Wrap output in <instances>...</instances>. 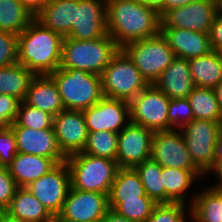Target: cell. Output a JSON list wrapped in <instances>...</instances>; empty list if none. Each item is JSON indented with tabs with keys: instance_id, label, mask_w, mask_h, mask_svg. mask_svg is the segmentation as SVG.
<instances>
[{
	"instance_id": "15",
	"label": "cell",
	"mask_w": 222,
	"mask_h": 222,
	"mask_svg": "<svg viewBox=\"0 0 222 222\" xmlns=\"http://www.w3.org/2000/svg\"><path fill=\"white\" fill-rule=\"evenodd\" d=\"M82 112L88 132L119 133L130 122L129 102L124 100L103 97Z\"/></svg>"
},
{
	"instance_id": "54",
	"label": "cell",
	"mask_w": 222,
	"mask_h": 222,
	"mask_svg": "<svg viewBox=\"0 0 222 222\" xmlns=\"http://www.w3.org/2000/svg\"><path fill=\"white\" fill-rule=\"evenodd\" d=\"M101 1H102V3H103L105 6H107V5H109L110 3L115 2V1H119V0H101Z\"/></svg>"
},
{
	"instance_id": "8",
	"label": "cell",
	"mask_w": 222,
	"mask_h": 222,
	"mask_svg": "<svg viewBox=\"0 0 222 222\" xmlns=\"http://www.w3.org/2000/svg\"><path fill=\"white\" fill-rule=\"evenodd\" d=\"M180 131L194 164L206 174L215 163V144L222 134V121L193 119Z\"/></svg>"
},
{
	"instance_id": "28",
	"label": "cell",
	"mask_w": 222,
	"mask_h": 222,
	"mask_svg": "<svg viewBox=\"0 0 222 222\" xmlns=\"http://www.w3.org/2000/svg\"><path fill=\"white\" fill-rule=\"evenodd\" d=\"M140 197L148 196L138 173L134 168H119L108 195L109 203L140 200Z\"/></svg>"
},
{
	"instance_id": "13",
	"label": "cell",
	"mask_w": 222,
	"mask_h": 222,
	"mask_svg": "<svg viewBox=\"0 0 222 222\" xmlns=\"http://www.w3.org/2000/svg\"><path fill=\"white\" fill-rule=\"evenodd\" d=\"M216 16L215 0H197L167 11L161 17V28H180L209 34Z\"/></svg>"
},
{
	"instance_id": "49",
	"label": "cell",
	"mask_w": 222,
	"mask_h": 222,
	"mask_svg": "<svg viewBox=\"0 0 222 222\" xmlns=\"http://www.w3.org/2000/svg\"><path fill=\"white\" fill-rule=\"evenodd\" d=\"M213 89L219 103L220 111L222 113V81L219 82Z\"/></svg>"
},
{
	"instance_id": "37",
	"label": "cell",
	"mask_w": 222,
	"mask_h": 222,
	"mask_svg": "<svg viewBox=\"0 0 222 222\" xmlns=\"http://www.w3.org/2000/svg\"><path fill=\"white\" fill-rule=\"evenodd\" d=\"M194 119L188 98L170 99L168 106V130L181 129Z\"/></svg>"
},
{
	"instance_id": "43",
	"label": "cell",
	"mask_w": 222,
	"mask_h": 222,
	"mask_svg": "<svg viewBox=\"0 0 222 222\" xmlns=\"http://www.w3.org/2000/svg\"><path fill=\"white\" fill-rule=\"evenodd\" d=\"M204 179V183L209 180V183H205L209 188L222 190V162H215L214 165L206 172ZM211 180L214 182L211 183Z\"/></svg>"
},
{
	"instance_id": "41",
	"label": "cell",
	"mask_w": 222,
	"mask_h": 222,
	"mask_svg": "<svg viewBox=\"0 0 222 222\" xmlns=\"http://www.w3.org/2000/svg\"><path fill=\"white\" fill-rule=\"evenodd\" d=\"M18 188L8 167L0 166V205L7 208Z\"/></svg>"
},
{
	"instance_id": "1",
	"label": "cell",
	"mask_w": 222,
	"mask_h": 222,
	"mask_svg": "<svg viewBox=\"0 0 222 222\" xmlns=\"http://www.w3.org/2000/svg\"><path fill=\"white\" fill-rule=\"evenodd\" d=\"M106 27L107 34L122 49L130 42L158 35L161 17L139 0H119L106 6Z\"/></svg>"
},
{
	"instance_id": "45",
	"label": "cell",
	"mask_w": 222,
	"mask_h": 222,
	"mask_svg": "<svg viewBox=\"0 0 222 222\" xmlns=\"http://www.w3.org/2000/svg\"><path fill=\"white\" fill-rule=\"evenodd\" d=\"M34 16L44 7L48 0H19Z\"/></svg>"
},
{
	"instance_id": "10",
	"label": "cell",
	"mask_w": 222,
	"mask_h": 222,
	"mask_svg": "<svg viewBox=\"0 0 222 222\" xmlns=\"http://www.w3.org/2000/svg\"><path fill=\"white\" fill-rule=\"evenodd\" d=\"M169 102V97L149 84L129 102L130 122L154 132L168 130Z\"/></svg>"
},
{
	"instance_id": "12",
	"label": "cell",
	"mask_w": 222,
	"mask_h": 222,
	"mask_svg": "<svg viewBox=\"0 0 222 222\" xmlns=\"http://www.w3.org/2000/svg\"><path fill=\"white\" fill-rule=\"evenodd\" d=\"M108 210V194L70 187L57 218L67 222H100Z\"/></svg>"
},
{
	"instance_id": "39",
	"label": "cell",
	"mask_w": 222,
	"mask_h": 222,
	"mask_svg": "<svg viewBox=\"0 0 222 222\" xmlns=\"http://www.w3.org/2000/svg\"><path fill=\"white\" fill-rule=\"evenodd\" d=\"M18 153L17 142L11 127L0 130V166L8 167Z\"/></svg>"
},
{
	"instance_id": "6",
	"label": "cell",
	"mask_w": 222,
	"mask_h": 222,
	"mask_svg": "<svg viewBox=\"0 0 222 222\" xmlns=\"http://www.w3.org/2000/svg\"><path fill=\"white\" fill-rule=\"evenodd\" d=\"M100 77L104 97L127 102H130L149 85L123 49H119L112 57Z\"/></svg>"
},
{
	"instance_id": "44",
	"label": "cell",
	"mask_w": 222,
	"mask_h": 222,
	"mask_svg": "<svg viewBox=\"0 0 222 222\" xmlns=\"http://www.w3.org/2000/svg\"><path fill=\"white\" fill-rule=\"evenodd\" d=\"M197 0H165L164 6L158 11L160 17H162L167 11L174 8L183 7Z\"/></svg>"
},
{
	"instance_id": "53",
	"label": "cell",
	"mask_w": 222,
	"mask_h": 222,
	"mask_svg": "<svg viewBox=\"0 0 222 222\" xmlns=\"http://www.w3.org/2000/svg\"><path fill=\"white\" fill-rule=\"evenodd\" d=\"M7 208L0 205V222L2 221L3 216L6 214Z\"/></svg>"
},
{
	"instance_id": "4",
	"label": "cell",
	"mask_w": 222,
	"mask_h": 222,
	"mask_svg": "<svg viewBox=\"0 0 222 222\" xmlns=\"http://www.w3.org/2000/svg\"><path fill=\"white\" fill-rule=\"evenodd\" d=\"M71 188L110 193L118 169L117 161L79 152L66 158Z\"/></svg>"
},
{
	"instance_id": "30",
	"label": "cell",
	"mask_w": 222,
	"mask_h": 222,
	"mask_svg": "<svg viewBox=\"0 0 222 222\" xmlns=\"http://www.w3.org/2000/svg\"><path fill=\"white\" fill-rule=\"evenodd\" d=\"M33 19L19 0H0V31L20 35Z\"/></svg>"
},
{
	"instance_id": "42",
	"label": "cell",
	"mask_w": 222,
	"mask_h": 222,
	"mask_svg": "<svg viewBox=\"0 0 222 222\" xmlns=\"http://www.w3.org/2000/svg\"><path fill=\"white\" fill-rule=\"evenodd\" d=\"M209 40L213 50L222 53V17L216 16L209 31Z\"/></svg>"
},
{
	"instance_id": "22",
	"label": "cell",
	"mask_w": 222,
	"mask_h": 222,
	"mask_svg": "<svg viewBox=\"0 0 222 222\" xmlns=\"http://www.w3.org/2000/svg\"><path fill=\"white\" fill-rule=\"evenodd\" d=\"M79 0H48L34 16L44 27L63 38L68 37L75 24V5Z\"/></svg>"
},
{
	"instance_id": "36",
	"label": "cell",
	"mask_w": 222,
	"mask_h": 222,
	"mask_svg": "<svg viewBox=\"0 0 222 222\" xmlns=\"http://www.w3.org/2000/svg\"><path fill=\"white\" fill-rule=\"evenodd\" d=\"M190 212V206L179 202L156 203L145 222H179Z\"/></svg>"
},
{
	"instance_id": "50",
	"label": "cell",
	"mask_w": 222,
	"mask_h": 222,
	"mask_svg": "<svg viewBox=\"0 0 222 222\" xmlns=\"http://www.w3.org/2000/svg\"><path fill=\"white\" fill-rule=\"evenodd\" d=\"M1 222H24L21 219L10 215L8 212L3 216Z\"/></svg>"
},
{
	"instance_id": "40",
	"label": "cell",
	"mask_w": 222,
	"mask_h": 222,
	"mask_svg": "<svg viewBox=\"0 0 222 222\" xmlns=\"http://www.w3.org/2000/svg\"><path fill=\"white\" fill-rule=\"evenodd\" d=\"M20 102L13 96L0 94V130L10 127L15 122Z\"/></svg>"
},
{
	"instance_id": "18",
	"label": "cell",
	"mask_w": 222,
	"mask_h": 222,
	"mask_svg": "<svg viewBox=\"0 0 222 222\" xmlns=\"http://www.w3.org/2000/svg\"><path fill=\"white\" fill-rule=\"evenodd\" d=\"M17 142L19 153L42 156L53 159L57 164L65 162L54 129L34 130L28 127H11Z\"/></svg>"
},
{
	"instance_id": "14",
	"label": "cell",
	"mask_w": 222,
	"mask_h": 222,
	"mask_svg": "<svg viewBox=\"0 0 222 222\" xmlns=\"http://www.w3.org/2000/svg\"><path fill=\"white\" fill-rule=\"evenodd\" d=\"M154 131L129 122L118 133L116 161L120 168H134L151 157Z\"/></svg>"
},
{
	"instance_id": "11",
	"label": "cell",
	"mask_w": 222,
	"mask_h": 222,
	"mask_svg": "<svg viewBox=\"0 0 222 222\" xmlns=\"http://www.w3.org/2000/svg\"><path fill=\"white\" fill-rule=\"evenodd\" d=\"M70 187V171L66 161L57 164L41 178L26 186L54 218L62 211Z\"/></svg>"
},
{
	"instance_id": "25",
	"label": "cell",
	"mask_w": 222,
	"mask_h": 222,
	"mask_svg": "<svg viewBox=\"0 0 222 222\" xmlns=\"http://www.w3.org/2000/svg\"><path fill=\"white\" fill-rule=\"evenodd\" d=\"M7 212L24 222H53L54 217L45 206L26 188L19 187Z\"/></svg>"
},
{
	"instance_id": "19",
	"label": "cell",
	"mask_w": 222,
	"mask_h": 222,
	"mask_svg": "<svg viewBox=\"0 0 222 222\" xmlns=\"http://www.w3.org/2000/svg\"><path fill=\"white\" fill-rule=\"evenodd\" d=\"M160 32L178 58L191 59L213 51L209 34L180 28H161Z\"/></svg>"
},
{
	"instance_id": "32",
	"label": "cell",
	"mask_w": 222,
	"mask_h": 222,
	"mask_svg": "<svg viewBox=\"0 0 222 222\" xmlns=\"http://www.w3.org/2000/svg\"><path fill=\"white\" fill-rule=\"evenodd\" d=\"M145 188L146 195L155 203H165L162 167L151 158L134 167Z\"/></svg>"
},
{
	"instance_id": "23",
	"label": "cell",
	"mask_w": 222,
	"mask_h": 222,
	"mask_svg": "<svg viewBox=\"0 0 222 222\" xmlns=\"http://www.w3.org/2000/svg\"><path fill=\"white\" fill-rule=\"evenodd\" d=\"M23 101L53 117L65 110L56 83L49 75H36Z\"/></svg>"
},
{
	"instance_id": "5",
	"label": "cell",
	"mask_w": 222,
	"mask_h": 222,
	"mask_svg": "<svg viewBox=\"0 0 222 222\" xmlns=\"http://www.w3.org/2000/svg\"><path fill=\"white\" fill-rule=\"evenodd\" d=\"M49 76L55 81L66 110L82 111L104 97L100 75L59 67Z\"/></svg>"
},
{
	"instance_id": "29",
	"label": "cell",
	"mask_w": 222,
	"mask_h": 222,
	"mask_svg": "<svg viewBox=\"0 0 222 222\" xmlns=\"http://www.w3.org/2000/svg\"><path fill=\"white\" fill-rule=\"evenodd\" d=\"M35 77L33 71L20 63L0 67V94H7L23 101Z\"/></svg>"
},
{
	"instance_id": "55",
	"label": "cell",
	"mask_w": 222,
	"mask_h": 222,
	"mask_svg": "<svg viewBox=\"0 0 222 222\" xmlns=\"http://www.w3.org/2000/svg\"><path fill=\"white\" fill-rule=\"evenodd\" d=\"M53 222H67V221H62V220H59L57 217H55Z\"/></svg>"
},
{
	"instance_id": "9",
	"label": "cell",
	"mask_w": 222,
	"mask_h": 222,
	"mask_svg": "<svg viewBox=\"0 0 222 222\" xmlns=\"http://www.w3.org/2000/svg\"><path fill=\"white\" fill-rule=\"evenodd\" d=\"M150 158L161 167L191 170L204 183L205 174L194 164L180 129L155 131Z\"/></svg>"
},
{
	"instance_id": "3",
	"label": "cell",
	"mask_w": 222,
	"mask_h": 222,
	"mask_svg": "<svg viewBox=\"0 0 222 222\" xmlns=\"http://www.w3.org/2000/svg\"><path fill=\"white\" fill-rule=\"evenodd\" d=\"M119 49L109 34L95 40H76L65 37L62 42L59 67L101 75Z\"/></svg>"
},
{
	"instance_id": "52",
	"label": "cell",
	"mask_w": 222,
	"mask_h": 222,
	"mask_svg": "<svg viewBox=\"0 0 222 222\" xmlns=\"http://www.w3.org/2000/svg\"><path fill=\"white\" fill-rule=\"evenodd\" d=\"M179 222H196L193 214L189 212L181 221Z\"/></svg>"
},
{
	"instance_id": "46",
	"label": "cell",
	"mask_w": 222,
	"mask_h": 222,
	"mask_svg": "<svg viewBox=\"0 0 222 222\" xmlns=\"http://www.w3.org/2000/svg\"><path fill=\"white\" fill-rule=\"evenodd\" d=\"M100 222H135V221L129 220L119 215L114 210L109 209Z\"/></svg>"
},
{
	"instance_id": "48",
	"label": "cell",
	"mask_w": 222,
	"mask_h": 222,
	"mask_svg": "<svg viewBox=\"0 0 222 222\" xmlns=\"http://www.w3.org/2000/svg\"><path fill=\"white\" fill-rule=\"evenodd\" d=\"M145 3L147 6L154 8L155 10L159 11L164 6L165 0H139Z\"/></svg>"
},
{
	"instance_id": "2",
	"label": "cell",
	"mask_w": 222,
	"mask_h": 222,
	"mask_svg": "<svg viewBox=\"0 0 222 222\" xmlns=\"http://www.w3.org/2000/svg\"><path fill=\"white\" fill-rule=\"evenodd\" d=\"M63 37L35 18L18 35V63L36 75H49L60 66Z\"/></svg>"
},
{
	"instance_id": "21",
	"label": "cell",
	"mask_w": 222,
	"mask_h": 222,
	"mask_svg": "<svg viewBox=\"0 0 222 222\" xmlns=\"http://www.w3.org/2000/svg\"><path fill=\"white\" fill-rule=\"evenodd\" d=\"M154 85L170 99L188 97L195 88L188 59L176 57Z\"/></svg>"
},
{
	"instance_id": "26",
	"label": "cell",
	"mask_w": 222,
	"mask_h": 222,
	"mask_svg": "<svg viewBox=\"0 0 222 222\" xmlns=\"http://www.w3.org/2000/svg\"><path fill=\"white\" fill-rule=\"evenodd\" d=\"M190 73L195 87L213 89L222 81V53H210L188 59Z\"/></svg>"
},
{
	"instance_id": "27",
	"label": "cell",
	"mask_w": 222,
	"mask_h": 222,
	"mask_svg": "<svg viewBox=\"0 0 222 222\" xmlns=\"http://www.w3.org/2000/svg\"><path fill=\"white\" fill-rule=\"evenodd\" d=\"M190 212L196 222H222V190L198 186Z\"/></svg>"
},
{
	"instance_id": "20",
	"label": "cell",
	"mask_w": 222,
	"mask_h": 222,
	"mask_svg": "<svg viewBox=\"0 0 222 222\" xmlns=\"http://www.w3.org/2000/svg\"><path fill=\"white\" fill-rule=\"evenodd\" d=\"M161 177L165 188V203L179 202L190 206L198 186L203 184L191 170L162 167ZM196 185L197 188H193Z\"/></svg>"
},
{
	"instance_id": "51",
	"label": "cell",
	"mask_w": 222,
	"mask_h": 222,
	"mask_svg": "<svg viewBox=\"0 0 222 222\" xmlns=\"http://www.w3.org/2000/svg\"><path fill=\"white\" fill-rule=\"evenodd\" d=\"M216 15L222 17V0H215Z\"/></svg>"
},
{
	"instance_id": "47",
	"label": "cell",
	"mask_w": 222,
	"mask_h": 222,
	"mask_svg": "<svg viewBox=\"0 0 222 222\" xmlns=\"http://www.w3.org/2000/svg\"><path fill=\"white\" fill-rule=\"evenodd\" d=\"M215 162H222V134L218 137L214 151Z\"/></svg>"
},
{
	"instance_id": "34",
	"label": "cell",
	"mask_w": 222,
	"mask_h": 222,
	"mask_svg": "<svg viewBox=\"0 0 222 222\" xmlns=\"http://www.w3.org/2000/svg\"><path fill=\"white\" fill-rule=\"evenodd\" d=\"M10 127H28L34 130L54 129L53 116L21 101L15 122Z\"/></svg>"
},
{
	"instance_id": "24",
	"label": "cell",
	"mask_w": 222,
	"mask_h": 222,
	"mask_svg": "<svg viewBox=\"0 0 222 222\" xmlns=\"http://www.w3.org/2000/svg\"><path fill=\"white\" fill-rule=\"evenodd\" d=\"M56 165L57 163L53 159L18 152L8 166V170L18 187H26Z\"/></svg>"
},
{
	"instance_id": "16",
	"label": "cell",
	"mask_w": 222,
	"mask_h": 222,
	"mask_svg": "<svg viewBox=\"0 0 222 222\" xmlns=\"http://www.w3.org/2000/svg\"><path fill=\"white\" fill-rule=\"evenodd\" d=\"M53 128L62 153L70 155L83 152L88 139V129L81 110H63L53 117Z\"/></svg>"
},
{
	"instance_id": "38",
	"label": "cell",
	"mask_w": 222,
	"mask_h": 222,
	"mask_svg": "<svg viewBox=\"0 0 222 222\" xmlns=\"http://www.w3.org/2000/svg\"><path fill=\"white\" fill-rule=\"evenodd\" d=\"M18 63V35L0 31V67Z\"/></svg>"
},
{
	"instance_id": "17",
	"label": "cell",
	"mask_w": 222,
	"mask_h": 222,
	"mask_svg": "<svg viewBox=\"0 0 222 222\" xmlns=\"http://www.w3.org/2000/svg\"><path fill=\"white\" fill-rule=\"evenodd\" d=\"M107 34L106 6L101 0H79L69 38L95 40Z\"/></svg>"
},
{
	"instance_id": "31",
	"label": "cell",
	"mask_w": 222,
	"mask_h": 222,
	"mask_svg": "<svg viewBox=\"0 0 222 222\" xmlns=\"http://www.w3.org/2000/svg\"><path fill=\"white\" fill-rule=\"evenodd\" d=\"M194 119L222 121V113L214 89L195 87L188 95Z\"/></svg>"
},
{
	"instance_id": "33",
	"label": "cell",
	"mask_w": 222,
	"mask_h": 222,
	"mask_svg": "<svg viewBox=\"0 0 222 222\" xmlns=\"http://www.w3.org/2000/svg\"><path fill=\"white\" fill-rule=\"evenodd\" d=\"M118 133L111 131L89 132L83 153L116 161Z\"/></svg>"
},
{
	"instance_id": "35",
	"label": "cell",
	"mask_w": 222,
	"mask_h": 222,
	"mask_svg": "<svg viewBox=\"0 0 222 222\" xmlns=\"http://www.w3.org/2000/svg\"><path fill=\"white\" fill-rule=\"evenodd\" d=\"M155 204L149 197H140V200H124L122 203H109V209L114 210L129 220L145 222L151 216Z\"/></svg>"
},
{
	"instance_id": "7",
	"label": "cell",
	"mask_w": 222,
	"mask_h": 222,
	"mask_svg": "<svg viewBox=\"0 0 222 222\" xmlns=\"http://www.w3.org/2000/svg\"><path fill=\"white\" fill-rule=\"evenodd\" d=\"M122 49L149 84H154L176 58L161 32L156 36L130 42Z\"/></svg>"
}]
</instances>
